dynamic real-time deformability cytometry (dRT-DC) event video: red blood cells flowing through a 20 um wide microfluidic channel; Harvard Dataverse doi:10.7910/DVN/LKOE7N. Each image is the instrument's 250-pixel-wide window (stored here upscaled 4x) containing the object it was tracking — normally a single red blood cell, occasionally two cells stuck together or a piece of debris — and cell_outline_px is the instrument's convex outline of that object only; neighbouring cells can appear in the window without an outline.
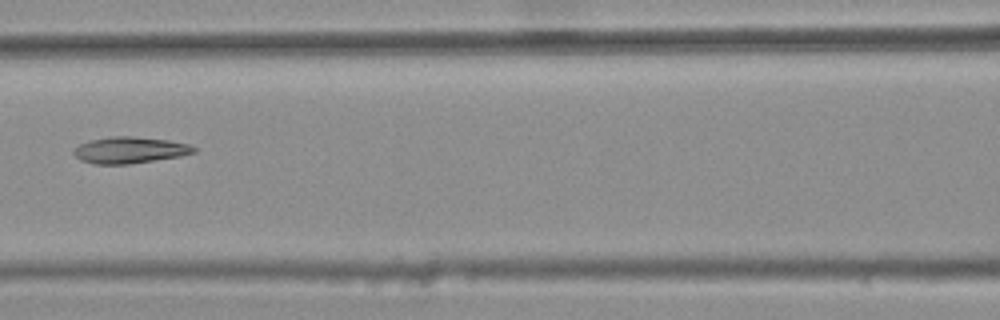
{"species": "common noctule bat (a hibernating species)", "species_latin": "Nyctalus noctula", "temperature_condition": "warm", "stored_images_in_passage": 6, "camera_frame_rate_fps": 3000, "um_per_image_px": 0.085, "animal": {"sex": "female", "body_mass_g": 25.1}, "frame": {"image": 1, "passage_image": 6, "time_ms": 1.667, "image_size_px": [1000, 320], "cell_outline_px": [[196, 152], [180, 156], [128, 164], [92, 164], [80, 160], [72, 152], [72, 148], [80, 144], [92, 140], [108, 136], [132, 136], [168, 140], [188, 144], [196, 148]], "centroid_in_image_um": [10.99, 12.75], "position_along_channel_um": 155.6, "area_um2": 18.5}}